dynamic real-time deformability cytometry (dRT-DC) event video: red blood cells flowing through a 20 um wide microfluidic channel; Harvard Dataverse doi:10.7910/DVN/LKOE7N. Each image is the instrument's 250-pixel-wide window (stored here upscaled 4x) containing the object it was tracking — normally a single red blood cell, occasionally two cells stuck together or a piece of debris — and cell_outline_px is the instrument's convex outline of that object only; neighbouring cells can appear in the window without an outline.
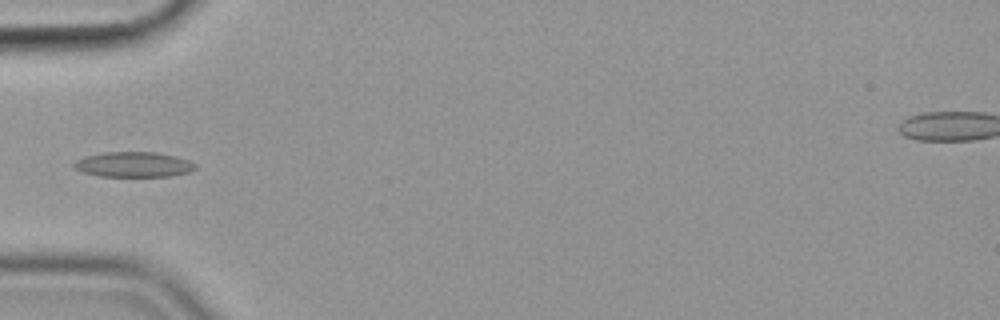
{"species": "common noctule bat (a hibernating species)", "species_latin": "Nyctalus noctula", "temperature_condition": "cold", "stored_images_in_passage": 38, "camera_frame_rate_fps": 3000, "um_per_image_px": 0.085, "animal": {"sex": "female", "body_mass_g": 19.9}, "frame": {"image": 1, "passage_image": 1, "time_ms": 0.0, "image_size_px": [1000, 320], "cell_outline_px": [[196, 168], [188, 172], [172, 176], [100, 176], [84, 172], [76, 168], [72, 164], [76, 160], [84, 156], [104, 152], [156, 152], [188, 160], [196, 164]], "centroid_in_image_um": [11.34, 13.98], "position_along_channel_um": 73.7, "area_um2": 17.63}}
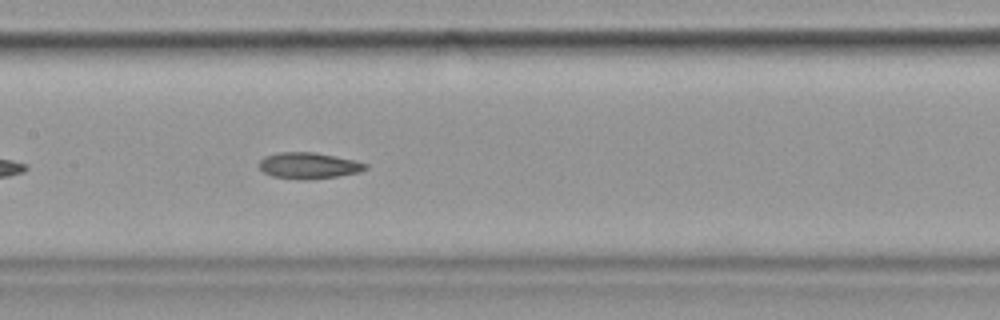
{"frame": {"image": 2, "passage_image": 10, "time_ms": 3.0, "image_size_px": [1000, 320], "cell_outline_px": [[368, 168], [360, 172], [336, 176], [308, 180], [304, 180], [272, 176], [264, 172], [260, 168], [260, 160], [264, 156], [276, 152], [316, 152], [356, 160], [368, 164]], "centroid_in_image_um": [26.26, 14.06], "position_along_channel_um": 181.1, "area_um2": 16.36}}
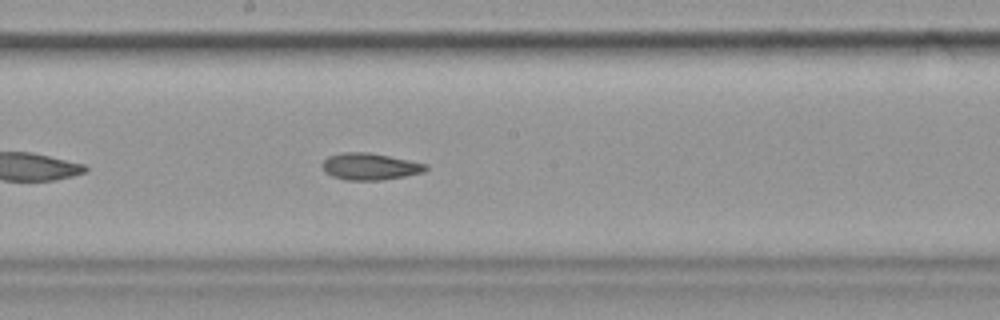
{"frame": {"image": 3, "passage_image": 13, "time_ms": 4.0, "image_size_px": [1000, 320], "cell_outline_px": [[428, 168], [424, 172], [404, 176], [380, 180], [344, 180], [332, 176], [324, 172], [324, 160], [328, 156], [344, 152], [368, 152], [428, 164]], "centroid_in_image_um": [31.45, 14.15], "position_along_channel_um": 216.8, "area_um2": 16.01}}